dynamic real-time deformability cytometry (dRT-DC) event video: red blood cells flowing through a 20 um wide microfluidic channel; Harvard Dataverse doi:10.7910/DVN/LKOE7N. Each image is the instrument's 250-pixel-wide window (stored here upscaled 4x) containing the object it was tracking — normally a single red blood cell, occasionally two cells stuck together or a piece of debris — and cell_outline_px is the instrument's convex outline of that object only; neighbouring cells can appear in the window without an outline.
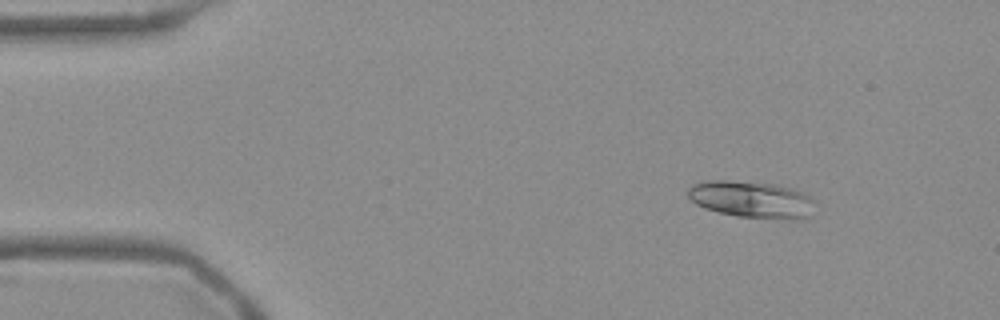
{"species": "Egyptian fruit bat (a non-hibernating species)", "species_latin": "Rousettus aegyptiacus", "temperature_condition": "warm", "stored_images_in_passage": 49, "camera_frame_rate_fps": 3000, "um_per_image_px": 0.085, "frame": {"image": 1, "passage_image": 2, "time_ms": 0.333, "image_size_px": [1000, 320], "cell_outline_px": [[812, 200], [808, 216], [800, 220], [788, 220], [736, 216], [704, 208], [696, 204], [688, 196], [688, 188], [692, 184], [708, 180], [728, 180], [776, 184], [792, 188], [804, 192]], "centroid_in_image_um": [63.86, 16.95], "position_along_channel_um": 21.1, "area_um2": 27.22}}
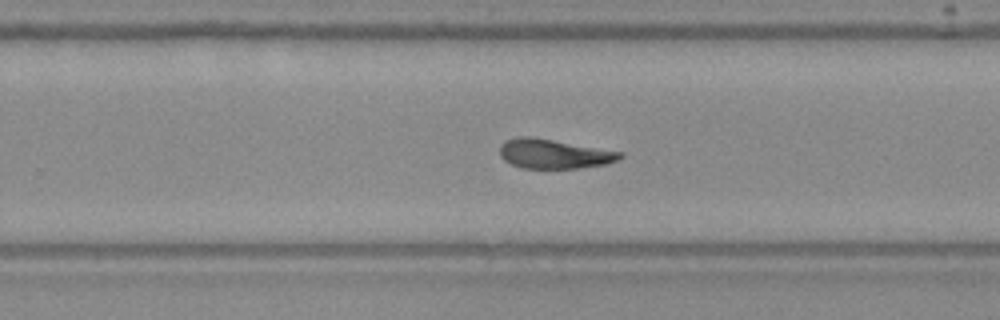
{"frame": {"image": 2, "passage_image": 29, "time_ms": 9.333, "image_size_px": [1000, 320], "cell_outline_px": [[624, 156], [620, 160], [608, 164], [576, 168], [524, 168], [512, 164], [504, 160], [500, 156], [500, 144], [504, 140], [516, 136], [532, 136], [624, 152]], "centroid_in_image_um": [47.11, 13.06], "position_along_channel_um": 282.7, "area_um2": 20.92}}
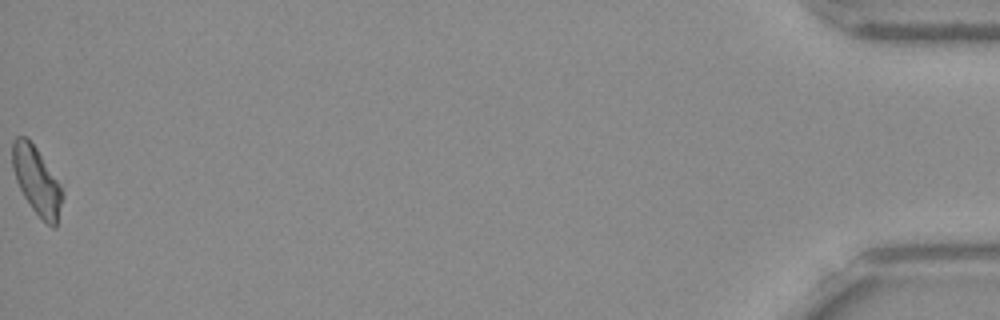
{"frame": {"image": 3, "passage_image": 49, "time_ms": 16.0, "image_size_px": [1000, 320], "cell_outline_px": [[64, 196], [56, 228], [52, 228], [32, 208], [24, 196], [16, 180], [12, 168], [12, 140], [16, 136], [24, 136], [36, 148], [60, 184]], "centroid_in_image_um": [3.12, 15.37], "position_along_channel_um": 432.1, "area_um2": 19.48}, "authors_computed_cell_mechanics": {"area_um2": 20.9236, "velocity_mm_per_s": 3.7798, "shape_relaxation_time_tau1_ms": null, "shape_relaxation_time_tau2_ms": 4.1544, "deformation_change_tau1": null, "deformation_change_tau2": 0.1258}}